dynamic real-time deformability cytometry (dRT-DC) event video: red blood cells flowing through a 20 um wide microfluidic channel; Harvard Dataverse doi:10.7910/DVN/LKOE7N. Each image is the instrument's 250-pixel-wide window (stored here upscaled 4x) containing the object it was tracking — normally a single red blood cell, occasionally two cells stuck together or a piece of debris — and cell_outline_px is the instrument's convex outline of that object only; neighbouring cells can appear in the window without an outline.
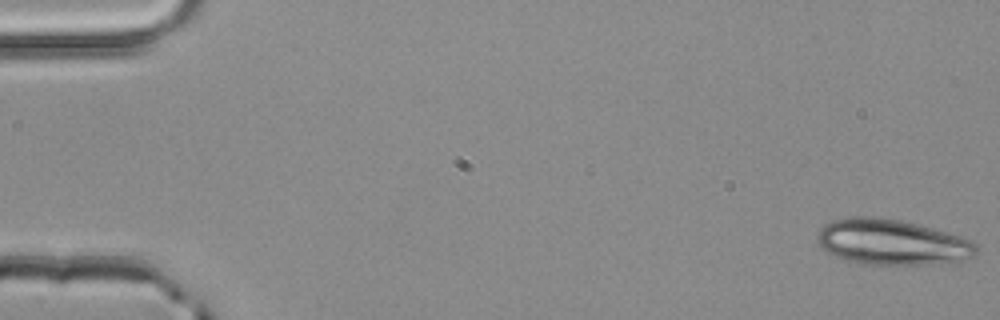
{"species": "common noctule bat (a hibernating species)", "species_latin": "Nyctalus noctula", "temperature_condition": "room temperature", "stored_images_in_passage": 51, "camera_frame_rate_fps": 3000, "um_per_image_px": 0.085, "animal": {"sex": "male", "body_mass_g": 20.4}, "frame": {"image": 1, "passage_image": 1, "time_ms": 0.0, "image_size_px": [1000, 320], "cell_outline_px": [[976, 256], [960, 260], [940, 264], [868, 264], [848, 260], [836, 256], [820, 248], [816, 240], [816, 236], [820, 228], [824, 224], [832, 220], [852, 216], [876, 216], [900, 220], [920, 224], [960, 236], [972, 240], [976, 244]], "centroid_in_image_um": [75.8, 20.56], "position_along_channel_um": 9.2, "area_um2": 42.43}}